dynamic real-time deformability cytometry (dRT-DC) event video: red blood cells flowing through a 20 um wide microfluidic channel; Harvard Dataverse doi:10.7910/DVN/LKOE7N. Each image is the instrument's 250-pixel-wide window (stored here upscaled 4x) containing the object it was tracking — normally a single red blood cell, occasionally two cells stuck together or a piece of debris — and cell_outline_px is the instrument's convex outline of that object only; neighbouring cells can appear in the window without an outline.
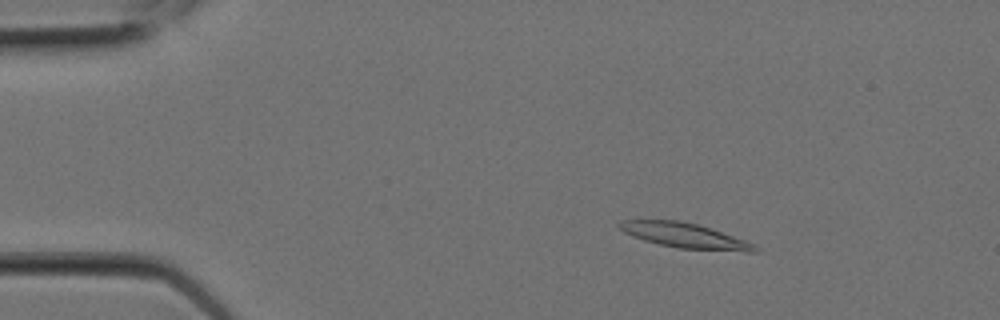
{"species": "Egyptian fruit bat (a non-hibernating species)", "species_latin": "Rousettus aegyptiacus", "temperature_condition": "room temperature", "stored_images_in_passage": 8, "camera_frame_rate_fps": 3000, "um_per_image_px": 0.085, "animal": {"sex": "female"}, "frame": {"image": 1, "passage_image": 4, "time_ms": 1.0, "image_size_px": [1000, 320], "cell_outline_px": [[760, 248], [756, 252], [748, 252], [680, 248], [660, 244], [644, 240], [632, 236], [624, 232], [616, 224], [620, 220], [680, 220], [696, 224], [744, 240]], "centroid_in_image_um": [58.16, 20.02], "position_along_channel_um": 26.8, "area_um2": 19.36}}
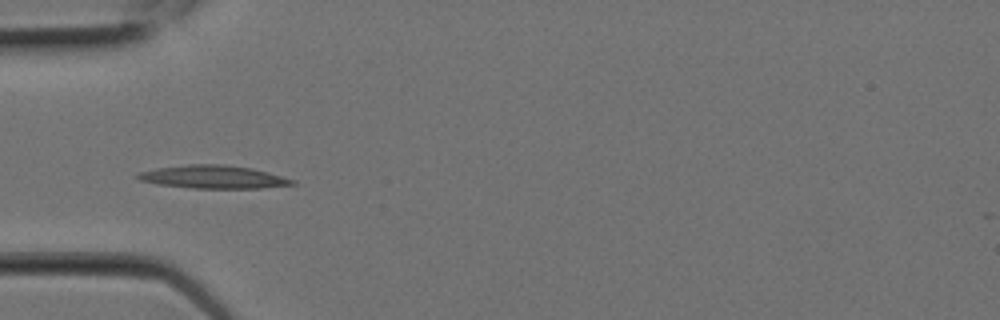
{"frame": {"image": 2, "passage_image": 7, "time_ms": 2.0, "image_size_px": [1000, 320], "cell_outline_px": [[296, 184], [260, 188], [192, 188], [156, 184], [140, 180], [132, 176], [140, 172], [156, 168], [188, 164], [224, 164], [252, 168], [268, 172], [296, 180]], "centroid_in_image_um": [18.11, 15.03], "position_along_channel_um": 66.9, "area_um2": 20.87}}
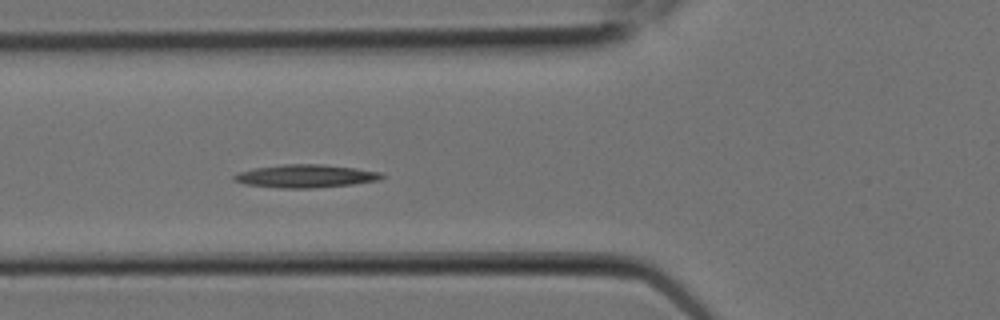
{"frame": {"image": 3, "passage_image": 8, "time_ms": 2.333, "image_size_px": [1000, 320], "cell_outline_px": [[388, 176], [380, 180], [352, 184], [312, 188], [280, 188], [244, 184], [232, 180], [232, 176], [236, 172], [256, 168], [284, 164], [324, 164], [356, 168], [380, 172]], "centroid_in_image_um": [25.98, 14.96], "position_along_channel_um": 99.8, "area_um2": 20.0}}